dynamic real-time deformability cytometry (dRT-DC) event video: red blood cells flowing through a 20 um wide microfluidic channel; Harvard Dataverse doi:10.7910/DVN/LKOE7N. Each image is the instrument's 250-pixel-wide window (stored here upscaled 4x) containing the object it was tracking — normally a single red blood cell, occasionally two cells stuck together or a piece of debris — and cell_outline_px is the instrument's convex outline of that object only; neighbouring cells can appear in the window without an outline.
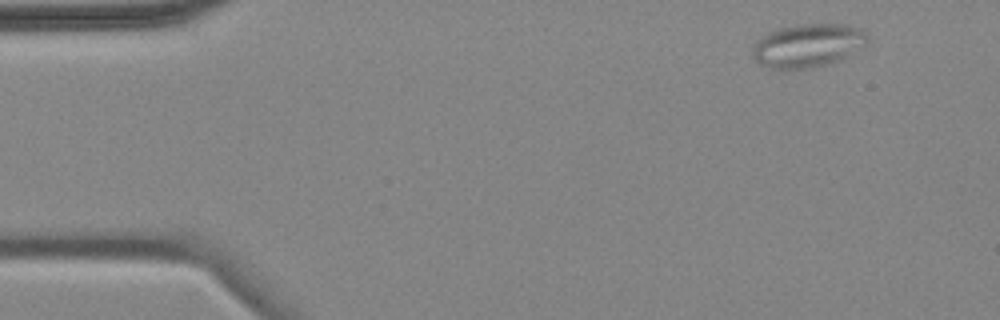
{"species": "common noctule bat (a hibernating species)", "species_latin": "Nyctalus noctula", "temperature_condition": "cold", "stored_images_in_passage": 4, "camera_frame_rate_fps": 3000, "um_per_image_px": 0.085, "animal": {"sex": "female", "body_mass_g": 18.4}, "frame": {"image": 1, "passage_image": 1, "time_ms": 0.0, "image_size_px": [1000, 320], "cell_outline_px": [[868, 44], [840, 60], [816, 68], [768, 68], [760, 64], [752, 56], [752, 48], [756, 40], [760, 36], [768, 32], [780, 28], [800, 24], [848, 24], [860, 28], [868, 36]], "centroid_in_image_um": [68.67, 3.86], "position_along_channel_um": 16.3, "area_um2": 29.36}}
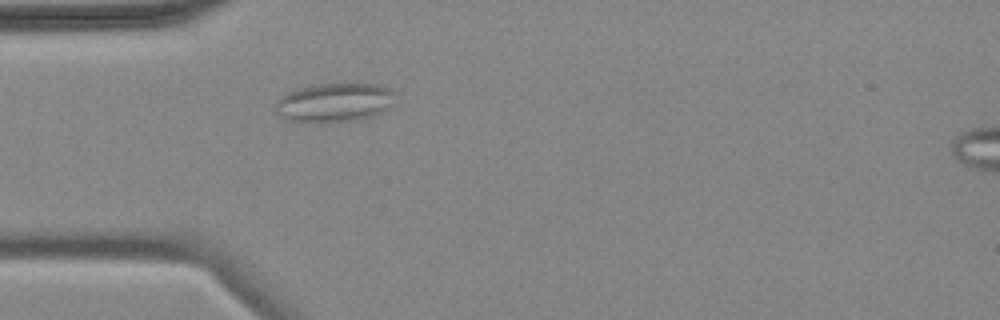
{"frame": {"image": 2, "passage_image": 4, "time_ms": 3.667, "image_size_px": [1000, 320], "cell_outline_px": [[396, 92], [388, 104], [384, 108], [372, 116], [348, 120], [284, 120], [276, 112], [276, 104], [284, 92], [300, 88], [320, 84], [376, 84], [388, 88]], "centroid_in_image_um": [28.36, 8.67], "position_along_channel_um": 56.6, "area_um2": 25.95}}